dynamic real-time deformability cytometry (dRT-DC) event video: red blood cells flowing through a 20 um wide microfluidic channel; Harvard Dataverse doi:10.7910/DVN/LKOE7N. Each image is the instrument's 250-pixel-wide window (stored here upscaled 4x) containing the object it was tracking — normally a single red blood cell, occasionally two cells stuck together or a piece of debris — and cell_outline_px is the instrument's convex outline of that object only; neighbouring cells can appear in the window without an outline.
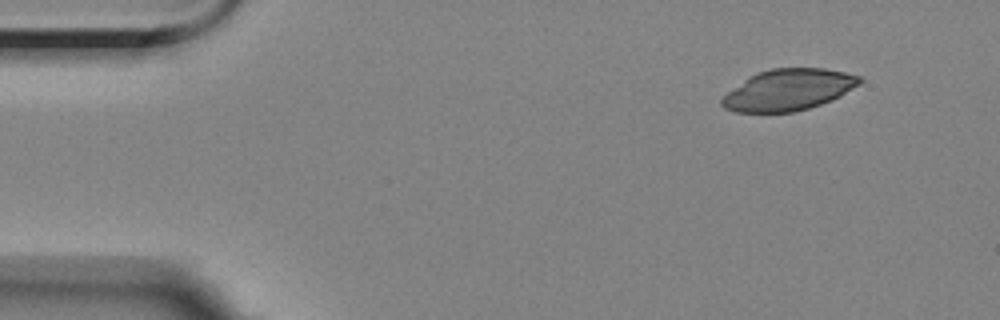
{"species": "Egyptian fruit bat (a non-hibernating species)", "species_latin": "Rousettus aegyptiacus", "temperature_condition": "room temperature", "stored_images_in_passage": 50, "camera_frame_rate_fps": 3000, "um_per_image_px": 0.085, "animal": {"sex": "female"}, "frame": {"image": 1, "passage_image": 1, "time_ms": 0.0, "image_size_px": [1000, 320], "cell_outline_px": [[864, 80], [860, 84], [840, 96], [832, 100], [808, 108], [792, 112], [736, 112], [724, 108], [720, 104], [720, 100], [728, 92], [748, 76], [756, 72], [772, 68], [824, 68], [844, 72], [860, 76]], "centroid_in_image_um": [67.01, 7.63], "position_along_channel_um": 18.0, "area_um2": 33.18}}
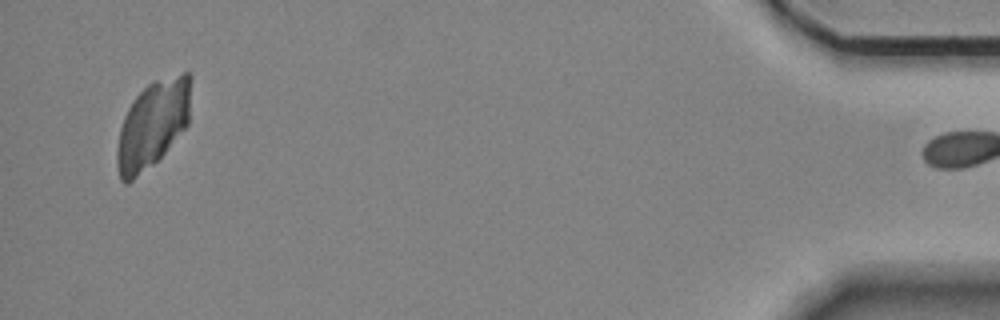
{"frame": {"image": 2, "passage_image": 49, "time_ms": 16.0, "image_size_px": [1000, 320], "cell_outline_px": [[192, 76], [188, 124], [164, 152], [152, 164], [128, 184], [124, 184], [120, 180], [116, 164], [116, 152], [120, 128], [124, 116], [128, 108], [136, 96], [148, 84], [156, 80], [184, 72], [188, 72]], "centroid_in_image_um": [12.97, 10.56], "position_along_channel_um": 422.2, "area_um2": 37.4}}